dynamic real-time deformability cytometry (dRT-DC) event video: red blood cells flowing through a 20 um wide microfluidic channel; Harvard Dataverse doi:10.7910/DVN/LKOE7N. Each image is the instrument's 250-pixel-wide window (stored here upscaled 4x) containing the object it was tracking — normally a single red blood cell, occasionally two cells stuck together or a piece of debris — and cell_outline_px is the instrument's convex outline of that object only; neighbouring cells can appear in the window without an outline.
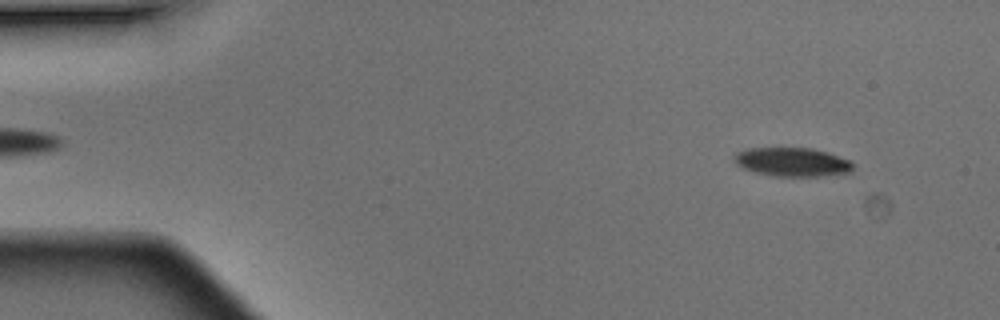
{"species": "Egyptian fruit bat (a non-hibernating species)", "species_latin": "Rousettus aegyptiacus", "temperature_condition": "warm", "stored_images_in_passage": 4, "camera_frame_rate_fps": 3000, "um_per_image_px": 0.085, "animal": {"sex": "male"}, "frame": {"image": 1, "passage_image": 1, "time_ms": 0.0, "image_size_px": [1000, 320], "cell_outline_px": [[852, 172], [820, 176], [772, 176], [756, 172], [744, 168], [736, 164], [732, 160], [736, 152], [748, 148], [812, 148], [828, 152], [848, 160], [852, 164]], "centroid_in_image_um": [67.31, 13.77], "position_along_channel_um": 17.7, "area_um2": 19.88}}
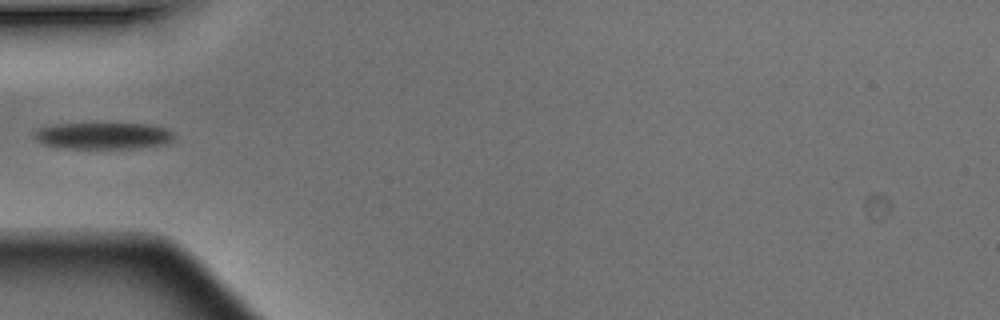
{"frame": {"image": 2, "passage_image": 4, "time_ms": 1.0, "image_size_px": [1000, 320], "cell_outline_px": [[172, 140], [168, 144], [132, 148], [72, 148], [44, 144], [36, 140], [32, 136], [32, 132], [40, 128], [56, 124], [152, 124], [168, 128], [172, 132]], "centroid_in_image_um": [8.79, 11.53], "position_along_channel_um": 76.2, "area_um2": 21.56}}